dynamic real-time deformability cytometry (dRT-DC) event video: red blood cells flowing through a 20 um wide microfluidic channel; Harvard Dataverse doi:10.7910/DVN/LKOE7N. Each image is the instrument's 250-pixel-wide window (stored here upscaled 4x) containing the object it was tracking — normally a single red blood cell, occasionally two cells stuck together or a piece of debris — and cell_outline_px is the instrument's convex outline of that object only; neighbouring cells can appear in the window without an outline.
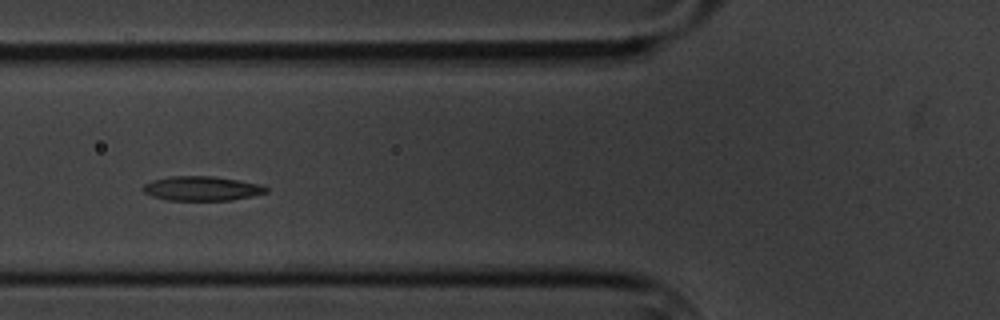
{"species": "common noctule bat (a hibernating species)", "species_latin": "Nyctalus noctula", "temperature_condition": "cold", "stored_images_in_passage": 4, "camera_frame_rate_fps": 3000, "um_per_image_px": 0.085, "animal": {"sex": "male", "body_mass_g": 20.1, "forearm_length_mm": 53.5}, "frame": {"image": 1, "passage_image": 4, "time_ms": 3.333, "image_size_px": [1000, 320], "cell_outline_px": [[268, 192], [252, 196], [232, 200], [168, 200], [152, 196], [144, 192], [140, 188], [144, 184], [152, 180], [172, 176], [212, 176], [236, 180], [256, 184], [268, 188]], "centroid_in_image_um": [17.1, 16.02], "position_along_channel_um": 108.7, "area_um2": 17.34}}